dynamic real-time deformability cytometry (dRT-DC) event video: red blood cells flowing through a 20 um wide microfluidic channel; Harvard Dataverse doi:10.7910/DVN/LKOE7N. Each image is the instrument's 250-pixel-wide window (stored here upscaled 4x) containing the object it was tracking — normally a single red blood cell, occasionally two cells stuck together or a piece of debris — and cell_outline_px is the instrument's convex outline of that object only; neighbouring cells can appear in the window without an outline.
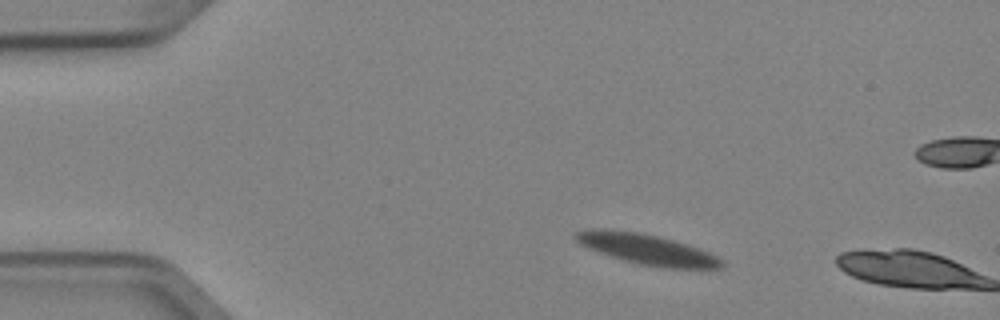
{"species": "Egyptian fruit bat (a non-hibernating species)", "species_latin": "Rousettus aegyptiacus", "temperature_condition": "cold", "stored_images_in_passage": 2, "camera_frame_rate_fps": 3000, "um_per_image_px": 0.085, "animal": {"sex": "female"}, "frame": {"image": 1, "passage_image": 1, "time_ms": 0.0, "image_size_px": [1000, 320], "cell_outline_px": [[724, 268], [660, 268], [636, 264], [588, 248], [580, 244], [572, 236], [576, 232], [588, 228], [604, 228], [640, 232], [688, 244], [700, 248], [724, 260]], "centroid_in_image_um": [54.98, 21.18], "position_along_channel_um": 30.0, "area_um2": 26.13}}